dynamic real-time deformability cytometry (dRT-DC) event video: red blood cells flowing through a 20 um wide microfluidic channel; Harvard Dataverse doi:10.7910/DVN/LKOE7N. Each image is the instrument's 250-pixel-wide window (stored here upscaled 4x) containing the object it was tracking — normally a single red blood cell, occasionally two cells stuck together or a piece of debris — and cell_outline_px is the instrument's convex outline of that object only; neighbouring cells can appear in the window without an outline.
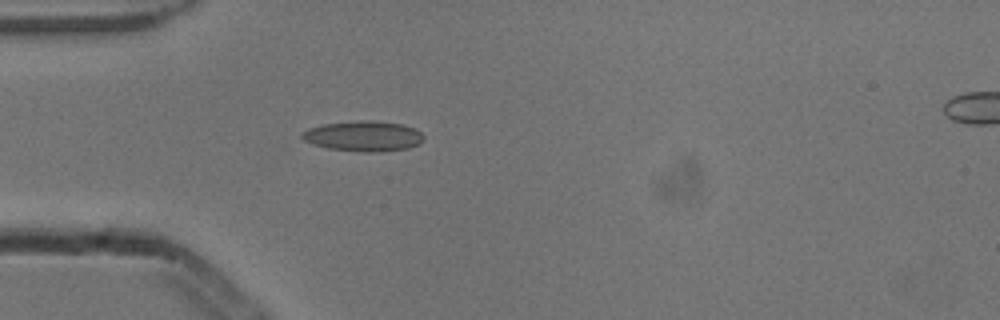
{"species": "common noctule bat (a hibernating species)", "species_latin": "Nyctalus noctula", "temperature_condition": "cold", "stored_images_in_passage": 3, "camera_frame_rate_fps": 3000, "um_per_image_px": 0.085, "animal": {"sex": "male", "body_mass_g": 13.3}, "frame": {"image": 1, "passage_image": 3, "time_ms": 0.667, "image_size_px": [1000, 320], "cell_outline_px": [[424, 140], [420, 144], [408, 148], [380, 152], [364, 152], [328, 148], [312, 144], [304, 140], [300, 136], [300, 132], [308, 128], [324, 124], [356, 120], [372, 120], [404, 124], [416, 128], [424, 136]], "centroid_in_image_um": [30.91, 11.56], "position_along_channel_um": 54.1, "area_um2": 21.85}}